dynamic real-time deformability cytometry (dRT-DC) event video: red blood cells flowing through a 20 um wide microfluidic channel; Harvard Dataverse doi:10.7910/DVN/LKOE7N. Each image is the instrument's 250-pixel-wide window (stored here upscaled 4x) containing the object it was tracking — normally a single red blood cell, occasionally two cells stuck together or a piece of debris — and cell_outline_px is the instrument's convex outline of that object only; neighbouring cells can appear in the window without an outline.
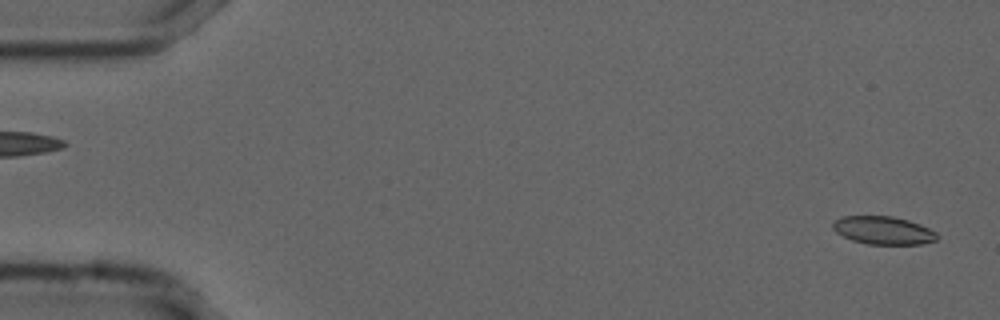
{"species": "common noctule bat (a hibernating species)", "species_latin": "Nyctalus noctula", "temperature_condition": "cold", "stored_images_in_passage": 54, "camera_frame_rate_fps": 3000, "um_per_image_px": 0.085, "animal": {"sex": "male", "forearm_length_mm": 52.5}, "frame": {"image": 1, "passage_image": 1, "time_ms": 0.0, "image_size_px": [1000, 320], "cell_outline_px": [[940, 236], [936, 240], [920, 244], [868, 244], [852, 240], [836, 232], [832, 228], [832, 224], [840, 216], [892, 216], [908, 220], [920, 224], [936, 232]], "centroid_in_image_um": [75.08, 19.58], "position_along_channel_um": 9.9, "area_um2": 16.99}}
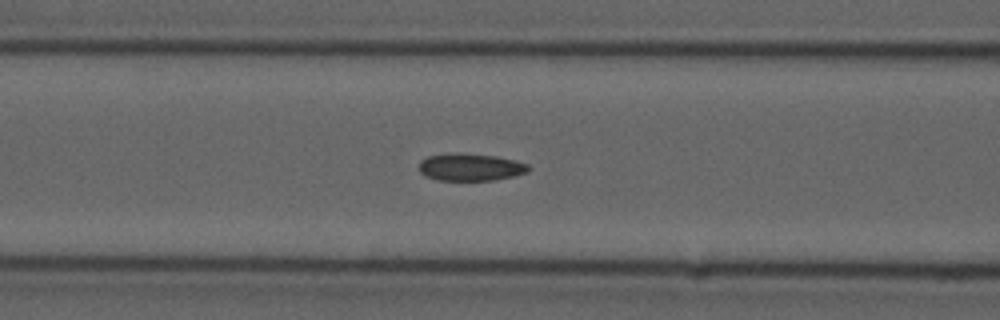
{"frame": {"image": 2, "passage_image": 21, "time_ms": 6.667, "image_size_px": [1000, 320], "cell_outline_px": [[532, 168], [528, 172], [496, 180], [436, 180], [424, 176], [420, 172], [420, 160], [428, 156], [452, 152], [460, 152], [496, 156], [516, 160], [528, 164]], "centroid_in_image_um": [39.99, 14.19], "position_along_channel_um": 126.6, "area_um2": 17.74}}
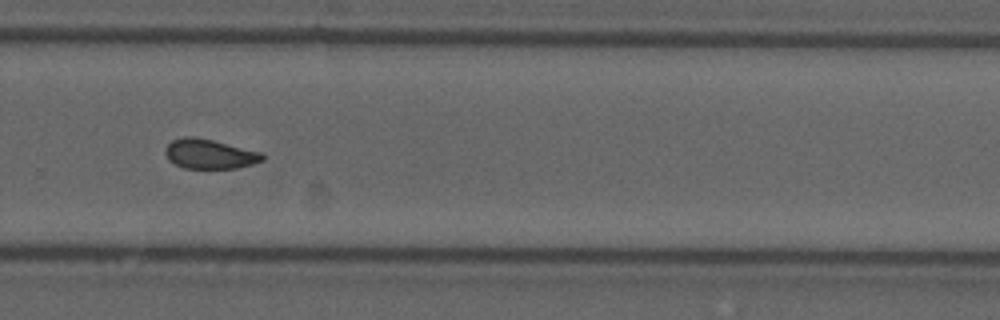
{"frame": {"image": 3, "passage_image": 36, "time_ms": 11.667, "image_size_px": [1000, 320], "cell_outline_px": [[264, 160], [252, 164], [236, 168], [184, 168], [168, 160], [164, 152], [164, 148], [172, 140], [184, 136], [196, 136], [260, 152], [264, 156]], "centroid_in_image_um": [17.77, 13.08], "position_along_channel_um": 312.0, "area_um2": 16.7}, "authors_computed_cell_mechanics": {"area_um2": 17.3689, "velocity_mm_per_s": 3.7172, "shape_relaxation_time_tau1_ms": null, "shape_relaxation_time_tau2_ms": 2.1493, "deformation_change_tau1": null, "deformation_change_tau2": 0.075}}